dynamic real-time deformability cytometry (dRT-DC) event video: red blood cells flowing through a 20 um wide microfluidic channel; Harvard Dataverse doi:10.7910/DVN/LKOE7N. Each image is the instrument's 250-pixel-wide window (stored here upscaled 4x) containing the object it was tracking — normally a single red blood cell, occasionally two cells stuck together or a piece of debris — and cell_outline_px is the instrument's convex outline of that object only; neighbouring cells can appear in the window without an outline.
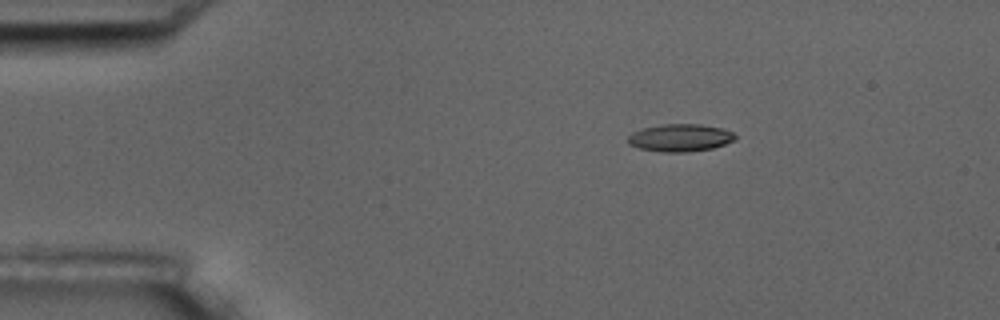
{"species": "common noctule bat (a hibernating species)", "species_latin": "Nyctalus noctula", "temperature_condition": "room temperature", "stored_images_in_passage": 3, "camera_frame_rate_fps": 3000, "um_per_image_px": 0.085, "animal": {"sex": "male", "body_mass_g": 17.5, "forearm_length_mm": 52.3}, "frame": {"image": 1, "passage_image": 1, "time_ms": 0.0, "image_size_px": [1000, 320], "cell_outline_px": [[736, 140], [712, 148], [688, 152], [660, 152], [640, 148], [628, 144], [628, 136], [632, 132], [644, 128], [664, 124], [700, 124], [720, 128], [732, 132], [736, 136]], "centroid_in_image_um": [57.81, 11.71], "position_along_channel_um": 27.2, "area_um2": 17.11}}